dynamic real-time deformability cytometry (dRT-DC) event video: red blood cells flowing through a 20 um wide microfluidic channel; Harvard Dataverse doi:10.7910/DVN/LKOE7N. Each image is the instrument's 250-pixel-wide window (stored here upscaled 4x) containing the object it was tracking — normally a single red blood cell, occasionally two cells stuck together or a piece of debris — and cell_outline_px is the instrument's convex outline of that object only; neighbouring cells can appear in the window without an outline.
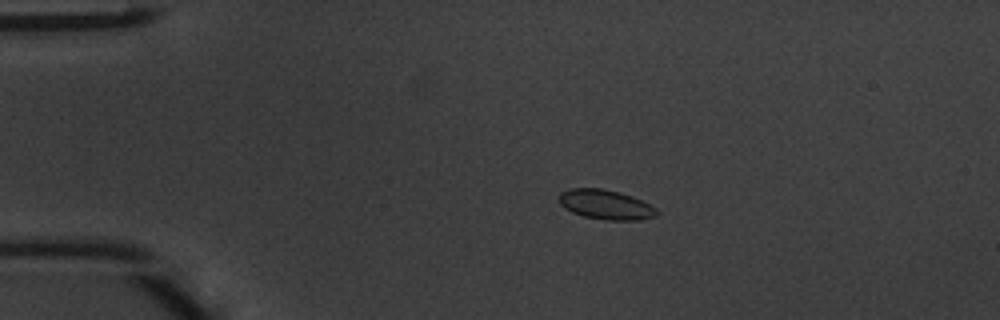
{"species": "common noctule bat (a hibernating species)", "species_latin": "Nyctalus noctula", "temperature_condition": "warm", "stored_images_in_passage": 48, "camera_frame_rate_fps": 3000, "um_per_image_px": 0.085, "animal": {"sex": "male", "body_mass_g": 20.1, "forearm_length_mm": 53.5}, "frame": {"image": 1, "passage_image": 10, "time_ms": 3.0, "image_size_px": [1000, 320], "cell_outline_px": [[660, 212], [656, 216], [640, 220], [608, 220], [584, 216], [572, 212], [564, 208], [560, 204], [560, 192], [568, 188], [604, 188], [632, 196], [656, 208]], "centroid_in_image_um": [51.48, 17.39], "position_along_channel_um": 33.5, "area_um2": 16.88}}
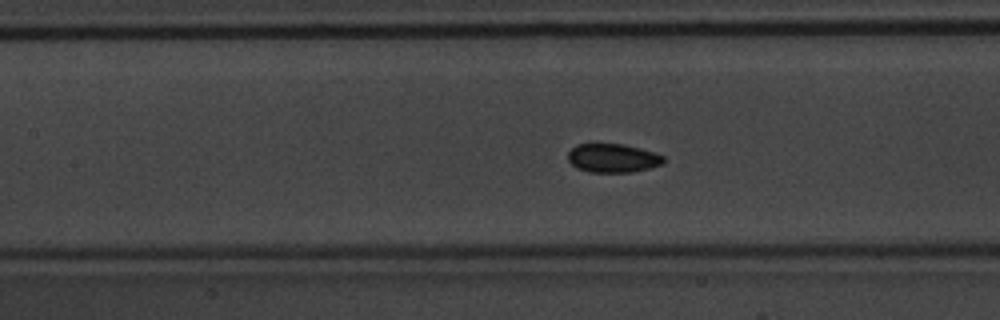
{"frame": {"image": 2, "passage_image": 22, "time_ms": 7.0, "image_size_px": [1000, 320], "cell_outline_px": [[664, 164], [632, 172], [588, 172], [576, 168], [568, 160], [568, 152], [576, 144], [624, 144], [640, 148], [664, 156]], "centroid_in_image_um": [52.07, 13.44], "position_along_channel_um": 155.3, "area_um2": 16.01}}
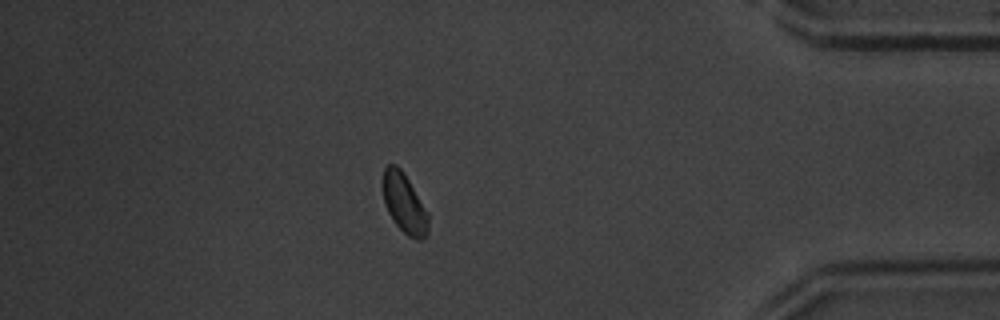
{"frame": {"image": 3, "passage_image": 42, "time_ms": 13.667, "image_size_px": [1000, 320], "cell_outline_px": [[428, 236], [420, 240], [416, 240], [408, 236], [396, 224], [388, 212], [384, 200], [380, 184], [384, 168], [388, 164], [396, 164], [404, 172], [428, 212]], "centroid_in_image_um": [34.35, 17.25], "position_along_channel_um": 400.9, "area_um2": 16.13}}